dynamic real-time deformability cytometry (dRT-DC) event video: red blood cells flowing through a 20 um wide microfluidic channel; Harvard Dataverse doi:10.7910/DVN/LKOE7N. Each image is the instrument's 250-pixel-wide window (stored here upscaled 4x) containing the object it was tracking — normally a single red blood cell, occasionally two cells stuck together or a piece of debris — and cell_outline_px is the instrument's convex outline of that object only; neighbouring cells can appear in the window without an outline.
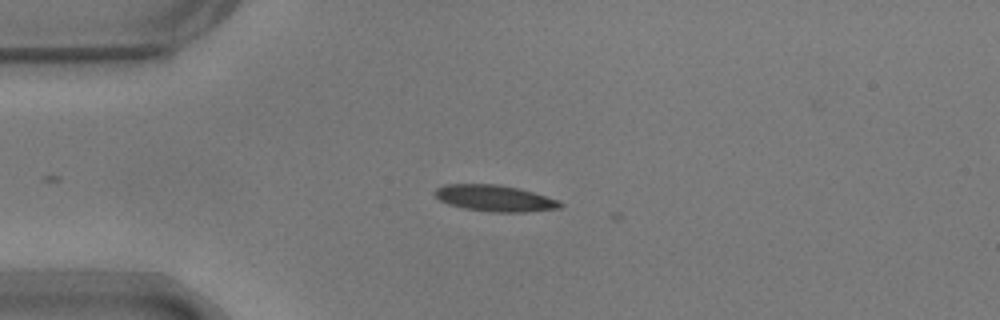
{"species": "common noctule bat (a hibernating species)", "species_latin": "Nyctalus noctula", "temperature_condition": "warm", "stored_images_in_passage": 8, "camera_frame_rate_fps": 3000, "um_per_image_px": 0.085, "animal": {"sex": "male", "body_mass_g": 17.9}, "frame": {"image": 1, "passage_image": 1, "time_ms": 0.0, "image_size_px": [1000, 320], "cell_outline_px": [[564, 204], [560, 208], [524, 212], [492, 212], [464, 208], [448, 204], [440, 200], [432, 192], [436, 188], [444, 184], [496, 184], [520, 188], [560, 200]], "centroid_in_image_um": [42.06, 16.84], "position_along_channel_um": 42.9, "area_um2": 19.36}}
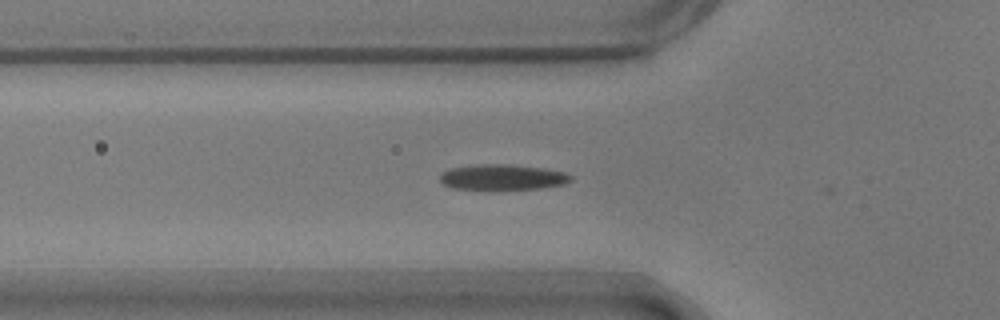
{"frame": {"image": 2, "passage_image": 6, "time_ms": 1.667, "image_size_px": [1000, 320], "cell_outline_px": [[572, 180], [564, 184], [540, 188], [456, 188], [444, 184], [440, 180], [440, 176], [444, 172], [452, 168], [480, 164], [508, 164], [540, 168], [564, 172], [572, 176]], "centroid_in_image_um": [42.75, 15.04], "position_along_channel_um": 83.0, "area_um2": 18.73}}